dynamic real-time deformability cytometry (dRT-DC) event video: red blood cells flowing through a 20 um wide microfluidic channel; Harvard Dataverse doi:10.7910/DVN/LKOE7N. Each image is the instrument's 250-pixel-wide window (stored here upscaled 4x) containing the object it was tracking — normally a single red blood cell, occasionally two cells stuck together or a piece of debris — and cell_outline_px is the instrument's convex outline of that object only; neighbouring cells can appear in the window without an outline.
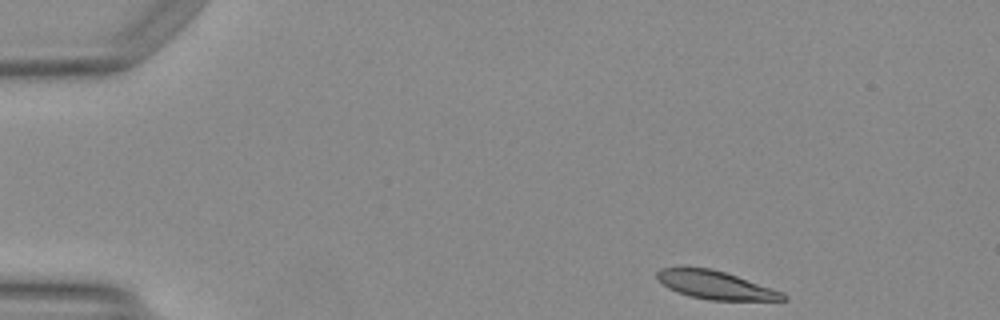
{"species": "Egyptian fruit bat (a non-hibernating species)", "species_latin": "Rousettus aegyptiacus", "temperature_condition": "warm", "stored_images_in_passage": 44, "camera_frame_rate_fps": 3000, "um_per_image_px": 0.085, "animal": {"sex": "female"}, "frame": {"image": 1, "passage_image": 1, "time_ms": 0.0, "image_size_px": [1000, 320], "cell_outline_px": [[788, 300], [708, 300], [692, 296], [668, 288], [656, 276], [656, 272], [660, 268], [712, 268], [784, 292], [788, 296]], "centroid_in_image_um": [60.87, 24.24], "position_along_channel_um": 24.1, "area_um2": 20.29}}
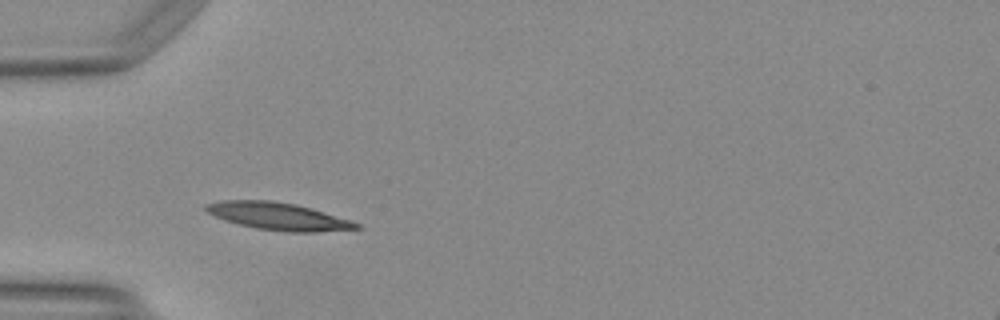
{"frame": {"image": 2, "passage_image": 10, "time_ms": 3.0, "image_size_px": [1000, 320], "cell_outline_px": [[364, 228], [316, 232], [288, 232], [256, 228], [224, 220], [208, 212], [204, 208], [204, 204], [220, 200], [272, 200], [296, 204], [312, 208], [352, 220], [360, 224]], "centroid_in_image_um": [23.69, 18.38], "position_along_channel_um": 61.3, "area_um2": 24.16}}
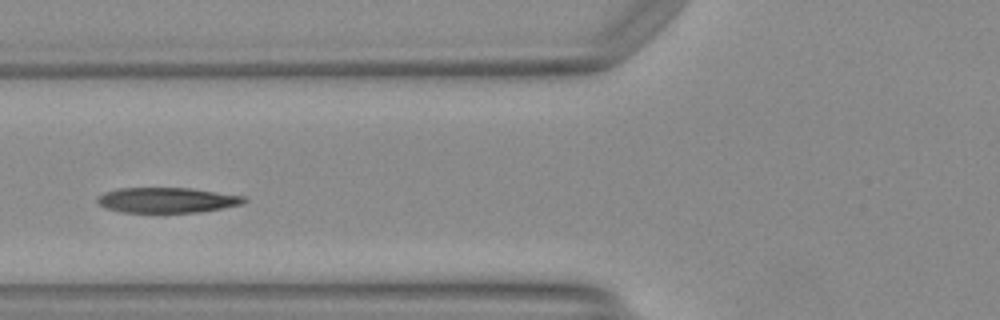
{"frame": {"image": 3, "passage_image": 14, "time_ms": 4.333, "image_size_px": [1000, 320], "cell_outline_px": [[248, 200], [244, 204], [200, 212], [120, 212], [108, 208], [100, 204], [96, 200], [96, 196], [104, 192], [120, 188], [192, 188], [244, 196]], "centroid_in_image_um": [14.22, 17.0], "position_along_channel_um": 111.6, "area_um2": 21.62}, "authors_computed_cell_mechanics": {"area_um2": 22.0507, "velocity_mm_per_s": 4.1078, "shape_relaxation_time_tau1_ms": 3.5326, "shape_relaxation_time_tau2_ms": 1.62, "deformation_change_tau1": 0.1733, "deformation_change_tau2": 0.0754}}